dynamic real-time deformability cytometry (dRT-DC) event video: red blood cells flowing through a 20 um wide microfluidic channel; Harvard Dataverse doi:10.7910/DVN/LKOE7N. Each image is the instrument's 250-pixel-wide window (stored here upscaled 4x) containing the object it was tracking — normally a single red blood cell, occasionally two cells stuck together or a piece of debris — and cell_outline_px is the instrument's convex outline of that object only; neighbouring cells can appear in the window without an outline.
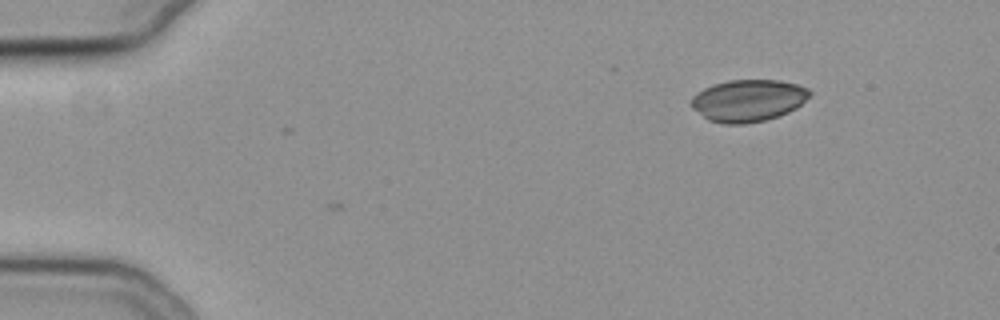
{"species": "common noctule bat (a hibernating species)", "species_latin": "Nyctalus noctula", "temperature_condition": "cold", "stored_images_in_passage": 5, "camera_frame_rate_fps": 3000, "um_per_image_px": 0.085, "animal": {"sex": "female", "body_mass_g": 19.3, "forearm_length_mm": 54.1}, "frame": {"image": 1, "passage_image": 5, "time_ms": 1.333, "image_size_px": [1000, 320], "cell_outline_px": [[812, 92], [796, 108], [780, 116], [764, 120], [744, 124], [724, 124], [708, 120], [692, 108], [692, 96], [696, 92], [704, 88], [728, 80], [776, 80], [796, 84], [808, 88]], "centroid_in_image_um": [63.58, 8.55], "position_along_channel_um": 21.4, "area_um2": 28.84}}